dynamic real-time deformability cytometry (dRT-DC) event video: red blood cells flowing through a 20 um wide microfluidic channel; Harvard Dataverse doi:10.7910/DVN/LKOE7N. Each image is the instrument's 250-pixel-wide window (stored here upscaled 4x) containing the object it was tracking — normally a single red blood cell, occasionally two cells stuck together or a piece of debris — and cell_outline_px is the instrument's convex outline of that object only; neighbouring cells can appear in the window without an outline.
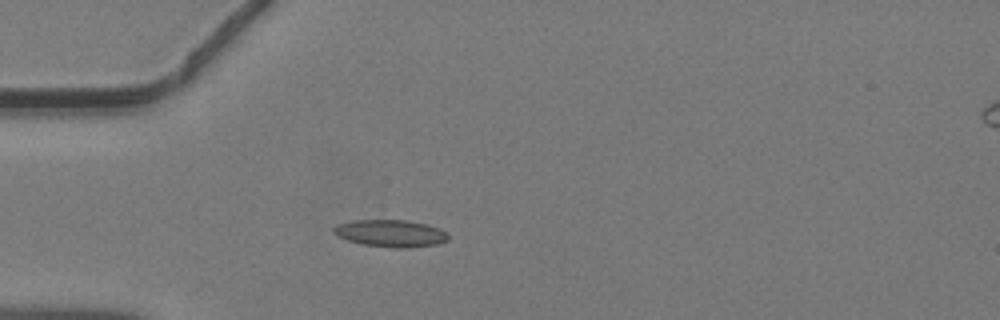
{"species": "common noctule bat (a hibernating species)", "species_latin": "Nyctalus noctula", "temperature_condition": "warm", "stored_images_in_passage": 7, "camera_frame_rate_fps": 3000, "um_per_image_px": 0.085, "animal": {"sex": "male", "body_mass_g": 19.2, "forearm_length_mm": 51.8}, "frame": {"image": 1, "passage_image": 1, "time_ms": 0.0, "image_size_px": [1000, 320], "cell_outline_px": [[448, 240], [436, 244], [408, 248], [392, 248], [364, 244], [348, 240], [332, 232], [332, 228], [336, 224], [352, 220], [408, 220], [428, 224], [440, 228], [448, 236]], "centroid_in_image_um": [33.2, 19.82], "position_along_channel_um": 51.8, "area_um2": 18.15}}
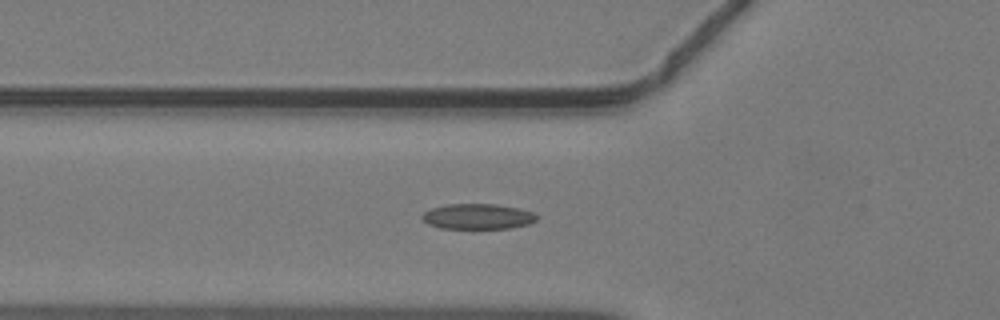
{"frame": {"image": 2, "passage_image": 4, "time_ms": 1.0, "image_size_px": [1000, 320], "cell_outline_px": [[536, 220], [528, 224], [508, 228], [440, 228], [428, 224], [420, 216], [424, 212], [432, 208], [444, 204], [496, 204], [520, 208], [532, 212], [536, 216]], "centroid_in_image_um": [40.58, 18.39], "position_along_channel_um": 85.2, "area_um2": 16.88}}
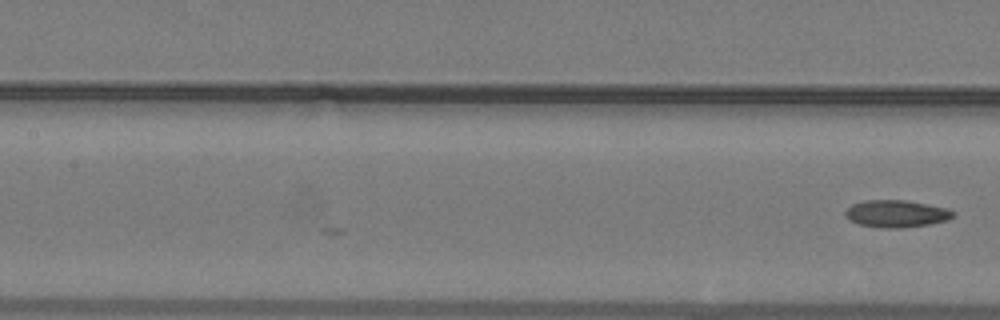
{"frame": {"image": 3, "passage_image": 7, "time_ms": 2.0, "image_size_px": [1000, 320], "cell_outline_px": [[956, 216], [948, 220], [928, 224], [900, 228], [884, 228], [860, 224], [848, 220], [844, 216], [844, 212], [852, 204], [864, 200], [904, 200], [948, 208], [956, 212]], "centroid_in_image_um": [76.2, 18.16], "position_along_channel_um": 131.2, "area_um2": 17.17}}